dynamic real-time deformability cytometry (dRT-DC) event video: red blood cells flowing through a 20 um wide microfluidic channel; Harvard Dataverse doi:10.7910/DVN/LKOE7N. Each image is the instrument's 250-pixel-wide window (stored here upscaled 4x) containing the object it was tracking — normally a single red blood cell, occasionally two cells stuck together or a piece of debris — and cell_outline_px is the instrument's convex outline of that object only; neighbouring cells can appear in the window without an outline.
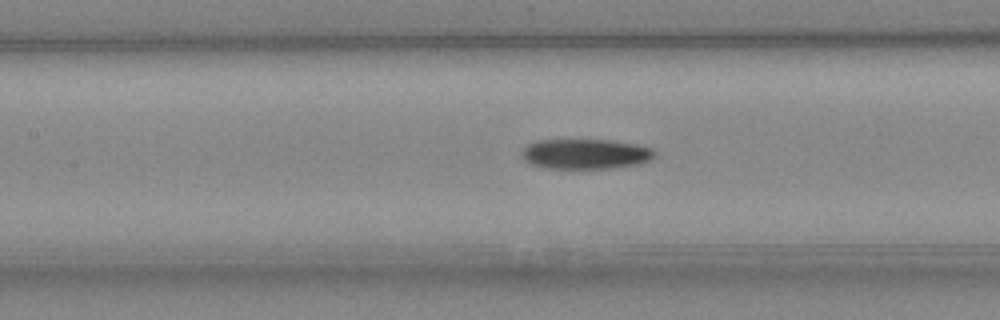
{"species": "Egyptian fruit bat (a non-hibernating species)", "species_latin": "Rousettus aegyptiacus", "temperature_condition": "cold", "stored_images_in_passage": 40, "camera_frame_rate_fps": 3000, "um_per_image_px": 0.085, "animal": {"sex": "female"}, "frame": {"image": 1, "passage_image": 17, "time_ms": 5.333, "image_size_px": [1000, 320], "cell_outline_px": [[656, 156], [652, 160], [640, 164], [616, 168], [544, 168], [532, 164], [524, 160], [520, 156], [520, 152], [528, 144], [536, 140], [612, 140], [636, 144], [652, 148], [656, 152]], "centroid_in_image_um": [49.79, 13.09], "position_along_channel_um": 157.6, "area_um2": 23.64}}
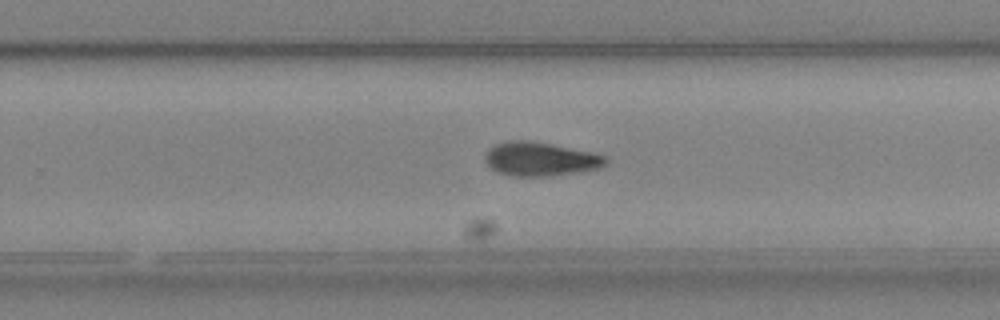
{"frame": {"image": 2, "passage_image": 26, "time_ms": 8.333, "image_size_px": [1000, 320], "cell_outline_px": [[608, 164], [600, 168], [580, 172], [552, 176], [512, 176], [496, 172], [484, 160], [484, 156], [488, 148], [496, 144], [508, 140], [528, 140], [592, 152], [604, 156], [608, 160]], "centroid_in_image_um": [45.92, 13.53], "position_along_channel_um": 283.9, "area_um2": 23.93}}
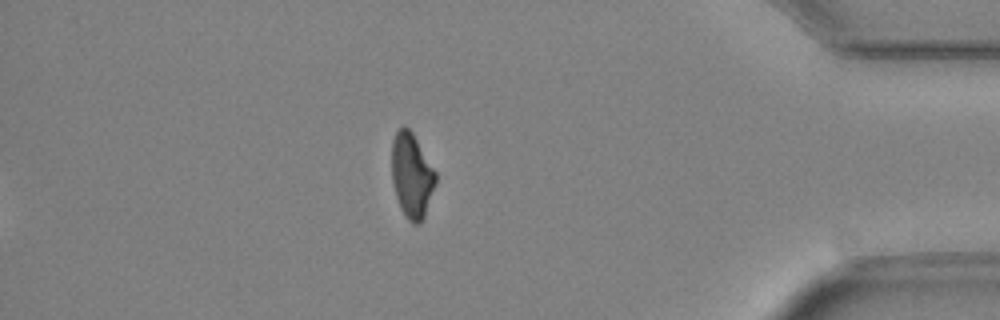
{"frame": {"image": 3, "passage_image": 37, "time_ms": 12.0, "image_size_px": [1000, 320], "cell_outline_px": [[436, 184], [424, 216], [420, 224], [412, 224], [404, 216], [400, 208], [396, 196], [392, 180], [392, 140], [396, 132], [404, 124], [412, 132], [436, 172]], "centroid_in_image_um": [34.99, 14.93], "position_along_channel_um": 400.2, "area_um2": 21.68}}